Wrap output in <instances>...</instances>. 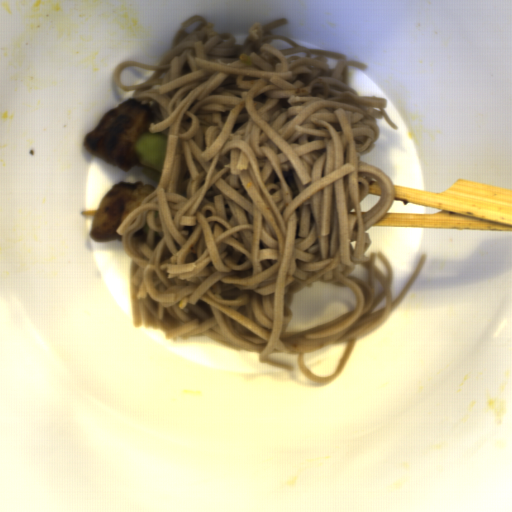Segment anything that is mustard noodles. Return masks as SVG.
I'll return each instance as SVG.
<instances>
[{
	"label": "mustard noodles",
	"instance_id": "obj_1",
	"mask_svg": "<svg viewBox=\"0 0 512 512\" xmlns=\"http://www.w3.org/2000/svg\"><path fill=\"white\" fill-rule=\"evenodd\" d=\"M255 21L242 44L195 14L156 65L116 64V86L149 107L151 134L168 129L159 185L118 224L128 257L133 329L166 341L201 335L268 359L298 353L301 373L333 382L357 338L386 325L427 255L393 300L394 268L367 231L394 203L391 178L359 156L394 129L388 99L360 95L347 61ZM352 288L354 311L286 333L295 295L316 283ZM347 342L338 369L314 375L303 355Z\"/></svg>",
	"mask_w": 512,
	"mask_h": 512
}]
</instances>
